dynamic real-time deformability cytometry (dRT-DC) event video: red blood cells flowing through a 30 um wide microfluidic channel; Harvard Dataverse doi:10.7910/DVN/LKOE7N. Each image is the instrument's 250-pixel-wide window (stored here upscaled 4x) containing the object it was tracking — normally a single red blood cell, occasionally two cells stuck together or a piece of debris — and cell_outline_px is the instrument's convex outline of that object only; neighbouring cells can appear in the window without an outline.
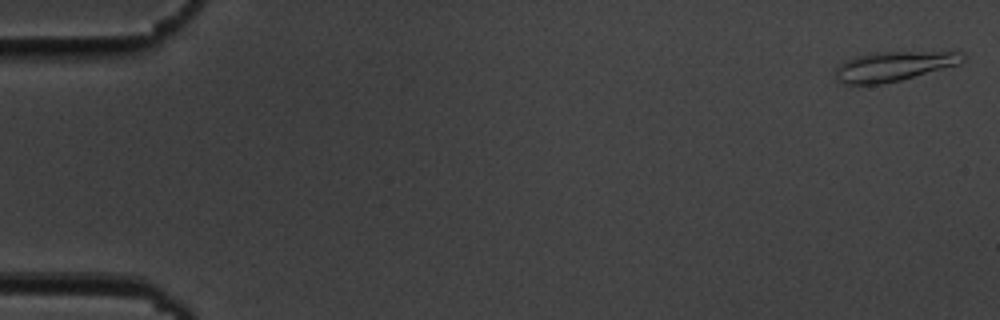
{"species": "common noctule bat (a hibernating species)", "species_latin": "Nyctalus noctula", "temperature_condition": "cold", "stored_images_in_passage": 55, "camera_frame_rate_fps": 3000, "um_per_image_px": 0.085, "animal": {"sex": "male", "body_mass_g": 19.5, "forearm_length_mm": 54.6}, "frame": {"image": 1, "passage_image": 1, "time_ms": 0.0, "image_size_px": [1000, 320], "cell_outline_px": [[964, 60], [956, 64], [900, 80], [880, 84], [840, 84], [836, 80], [836, 68], [844, 60], [856, 56], [876, 52], [964, 52]], "centroid_in_image_um": [75.88, 5.63], "position_along_channel_um": 9.1, "area_um2": 21.62}}
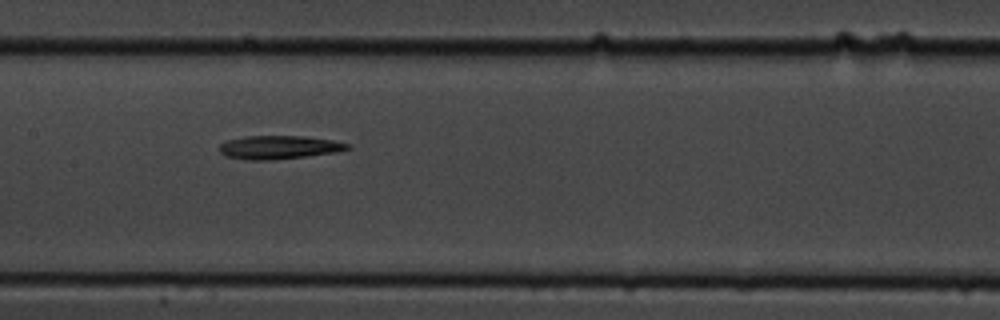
{"frame": {"image": 2, "passage_image": 27, "time_ms": 8.667, "image_size_px": [1000, 320], "cell_outline_px": [[352, 148], [336, 152], [272, 160], [244, 160], [228, 156], [220, 152], [220, 144], [224, 140], [244, 136], [304, 136], [332, 140], [352, 144]], "centroid_in_image_um": [23.71, 12.51], "position_along_channel_um": 183.7, "area_um2": 17.57}}
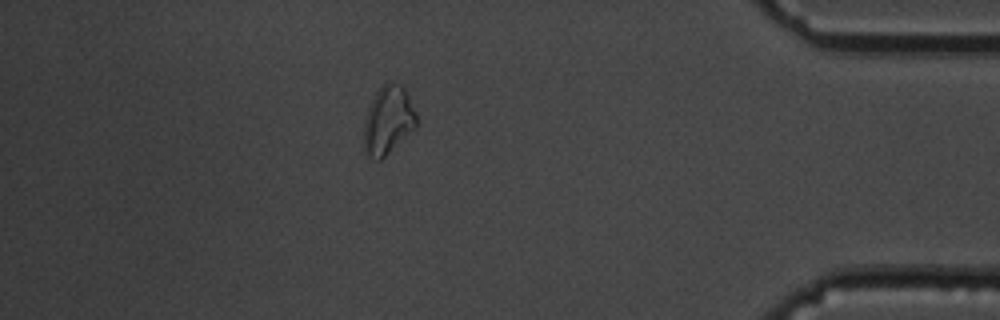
{"frame": {"image": 3, "passage_image": 48, "time_ms": 15.667, "image_size_px": [1000, 320], "cell_outline_px": [[416, 128], [380, 160], [376, 160], [364, 156], [364, 120], [368, 108], [376, 92], [388, 80], [400, 84], [404, 88], [416, 112]], "centroid_in_image_um": [32.97, 10.24], "position_along_channel_um": 402.2, "area_um2": 20.98}}